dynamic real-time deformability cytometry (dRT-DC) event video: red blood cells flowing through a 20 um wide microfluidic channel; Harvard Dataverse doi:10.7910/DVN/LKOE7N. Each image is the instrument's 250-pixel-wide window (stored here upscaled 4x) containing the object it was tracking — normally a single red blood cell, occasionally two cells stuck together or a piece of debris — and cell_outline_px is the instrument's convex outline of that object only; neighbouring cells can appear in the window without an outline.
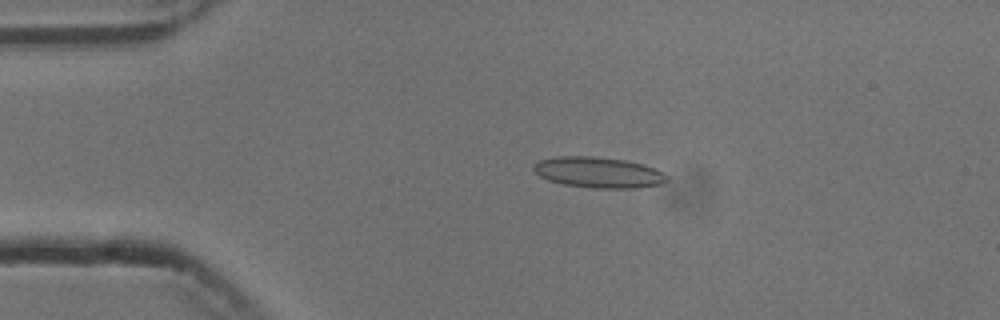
{"species": "common noctule bat (a hibernating species)", "species_latin": "Nyctalus noctula", "temperature_condition": "cold", "stored_images_in_passage": 4, "camera_frame_rate_fps": 3000, "um_per_image_px": 0.085, "animal": {"sex": "male", "body_mass_g": 13.3}, "frame": {"image": 1, "passage_image": 3, "time_ms": 2.333, "image_size_px": [1000, 320], "cell_outline_px": [[668, 180], [664, 184], [636, 188], [596, 188], [564, 184], [548, 180], [540, 176], [532, 168], [540, 160], [556, 156], [592, 156], [624, 160], [644, 164], [668, 176]], "centroid_in_image_um": [50.88, 14.66], "position_along_channel_um": 34.1, "area_um2": 23.76}}